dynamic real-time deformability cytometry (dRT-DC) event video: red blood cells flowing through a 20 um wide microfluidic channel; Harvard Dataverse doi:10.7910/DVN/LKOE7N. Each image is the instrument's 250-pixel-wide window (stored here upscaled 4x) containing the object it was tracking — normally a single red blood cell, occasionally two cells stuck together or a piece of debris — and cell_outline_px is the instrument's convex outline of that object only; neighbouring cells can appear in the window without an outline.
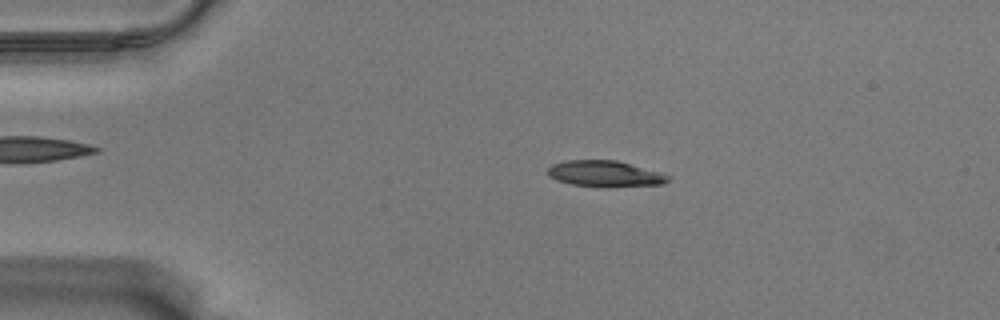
{"species": "Egyptian fruit bat (a non-hibernating species)", "species_latin": "Rousettus aegyptiacus", "temperature_condition": "warm", "stored_images_in_passage": 54, "camera_frame_rate_fps": 3000, "um_per_image_px": 0.085, "animal": {"sex": "male"}, "frame": {"image": 1, "passage_image": 9, "time_ms": 2.667, "image_size_px": [1000, 320], "cell_outline_px": [[672, 180], [664, 184], [608, 188], [604, 188], [572, 184], [556, 180], [548, 176], [548, 168], [552, 164], [568, 160], [616, 160], [660, 172], [668, 176]], "centroid_in_image_um": [51.44, 14.79], "position_along_channel_um": 33.6, "area_um2": 18.55}}
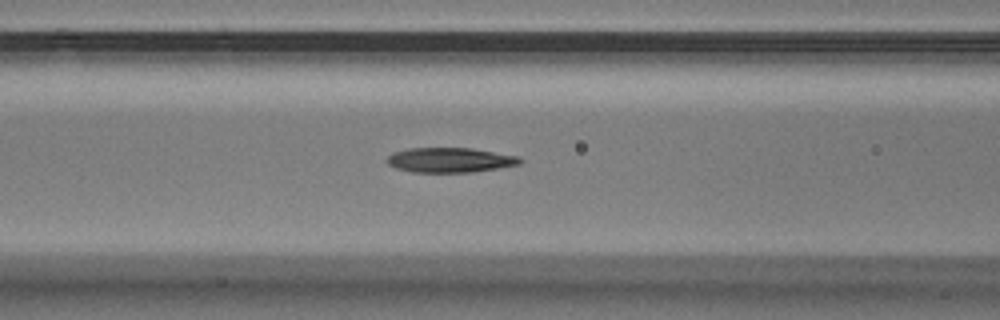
{"frame": {"image": 2, "passage_image": 21, "time_ms": 6.667, "image_size_px": [1000, 320], "cell_outline_px": [[524, 160], [520, 164], [472, 172], [412, 172], [396, 168], [388, 164], [384, 160], [392, 152], [408, 148], [472, 148], [520, 156]], "centroid_in_image_um": [38.24, 13.59], "position_along_channel_um": 128.4, "area_um2": 19.36}}
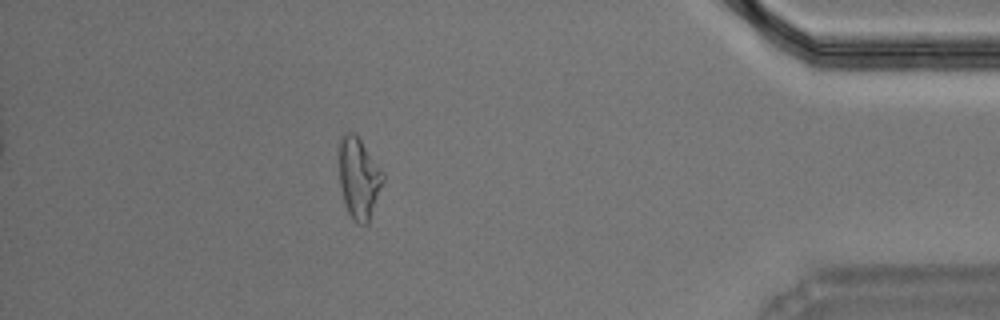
{"frame": {"image": 3, "passage_image": 48, "time_ms": 15.667, "image_size_px": [1000, 320], "cell_outline_px": [[384, 180], [368, 224], [360, 224], [352, 220], [344, 204], [340, 184], [340, 136], [344, 132], [352, 132], [360, 140], [384, 172]], "centroid_in_image_um": [30.51, 15.16], "position_along_channel_um": 404.7, "area_um2": 20.58}, "authors_computed_cell_mechanics": {"area_um2": 19.3052, "velocity_mm_per_s": 3.538, "shape_relaxation_time_tau1_ms": null, "shape_relaxation_time_tau2_ms": 3.6194, "deformation_change_tau1": null, "deformation_change_tau2": 0.1258}}